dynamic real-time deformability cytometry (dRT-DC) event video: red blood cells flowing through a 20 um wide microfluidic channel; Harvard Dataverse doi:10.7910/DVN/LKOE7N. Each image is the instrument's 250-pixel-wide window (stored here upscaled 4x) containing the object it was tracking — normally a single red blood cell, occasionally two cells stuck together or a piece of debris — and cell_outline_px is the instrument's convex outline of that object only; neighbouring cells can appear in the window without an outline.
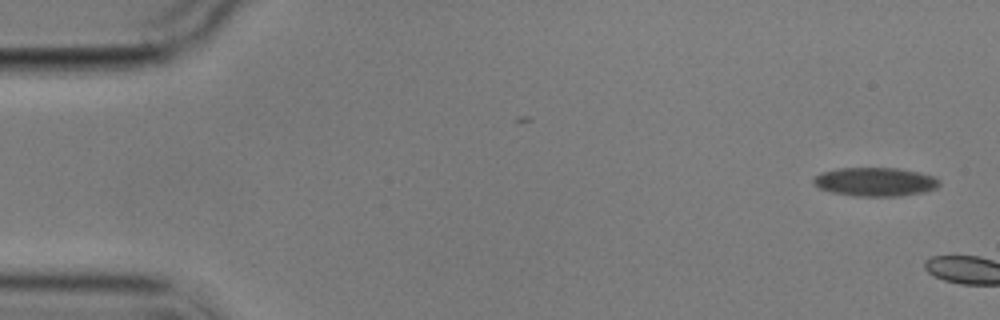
{"species": "common noctule bat (a hibernating species)", "species_latin": "Nyctalus noctula", "temperature_condition": "cold", "stored_images_in_passage": 2, "camera_frame_rate_fps": 3000, "um_per_image_px": 0.085, "animal": {"sex": "male", "body_mass_g": 17.9}, "frame": {"image": 1, "passage_image": 1, "time_ms": 0.0, "image_size_px": [1000, 320], "cell_outline_px": [[940, 184], [936, 188], [924, 192], [900, 196], [852, 196], [832, 192], [820, 188], [812, 184], [812, 180], [820, 172], [836, 168], [896, 168], [920, 172], [932, 176], [940, 180]], "centroid_in_image_um": [74.37, 15.45], "position_along_channel_um": 10.6, "area_um2": 21.21}}